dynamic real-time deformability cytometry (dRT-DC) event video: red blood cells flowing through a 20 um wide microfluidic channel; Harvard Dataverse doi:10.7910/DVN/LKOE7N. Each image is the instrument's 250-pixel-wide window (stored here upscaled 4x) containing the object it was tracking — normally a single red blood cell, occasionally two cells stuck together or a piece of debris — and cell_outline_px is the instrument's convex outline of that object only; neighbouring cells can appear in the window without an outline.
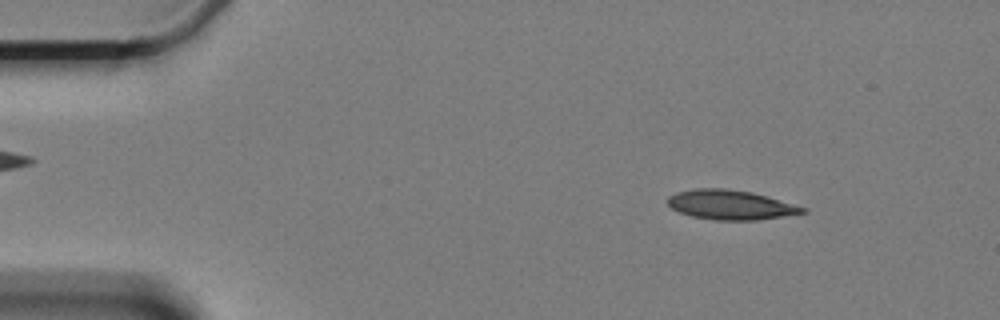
{"species": "Egyptian fruit bat (a non-hibernating species)", "species_latin": "Rousettus aegyptiacus", "temperature_condition": "cold", "stored_images_in_passage": 13, "camera_frame_rate_fps": 3000, "um_per_image_px": 0.085, "animal": {"sex": "female"}, "frame": {"image": 1, "passage_image": 3, "time_ms": 0.667, "image_size_px": [1000, 320], "cell_outline_px": [[808, 212], [784, 216], [756, 220], [716, 220], [692, 216], [680, 212], [672, 208], [668, 204], [668, 196], [676, 192], [696, 188], [724, 188], [752, 192], [808, 208]], "centroid_in_image_um": [62.11, 17.41], "position_along_channel_um": 22.9, "area_um2": 23.18}}
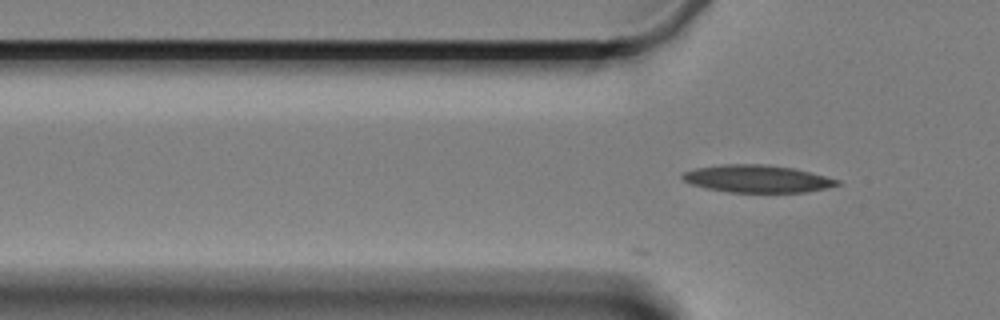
{"frame": {"image": 2, "passage_image": 13, "time_ms": 4.0, "image_size_px": [1000, 320], "cell_outline_px": [[840, 184], [808, 192], [728, 192], [704, 188], [692, 184], [684, 180], [680, 176], [684, 172], [696, 168], [724, 164], [760, 164], [792, 168], [840, 180]], "centroid_in_image_um": [64.32, 15.2], "position_along_channel_um": 61.5, "area_um2": 24.45}}